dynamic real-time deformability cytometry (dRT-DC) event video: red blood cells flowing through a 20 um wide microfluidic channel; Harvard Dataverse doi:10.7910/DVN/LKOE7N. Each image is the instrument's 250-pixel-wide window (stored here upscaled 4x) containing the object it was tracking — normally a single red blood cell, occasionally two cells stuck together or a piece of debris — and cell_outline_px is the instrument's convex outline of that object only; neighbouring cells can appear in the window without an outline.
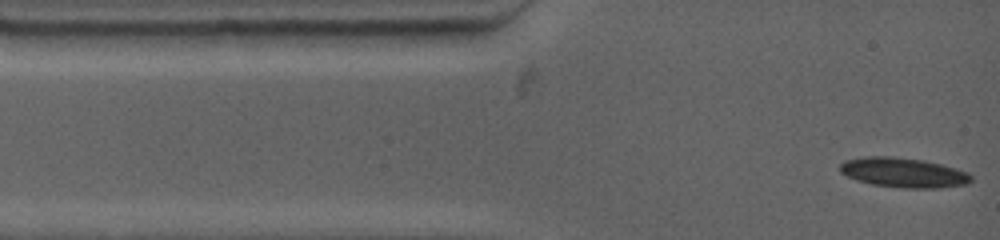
{"species": "common noctule bat (a hibernating species)", "species_latin": "Nyctalus noctula", "temperature_condition": "warm", "stored_images_in_passage": 5, "camera_frame_rate_fps": 4500, "um_per_image_px": 0.085, "animal": {"sex": "female", "body_mass_g": 19.0, "forearm_length_mm": 53.3}, "frame": {"image": 1, "passage_image": 1, "time_ms": 0.0, "image_size_px": [1000, 240], "cell_outline_px": [[972, 180], [968, 184], [936, 188], [904, 188], [872, 184], [856, 180], [840, 172], [840, 164], [844, 160], [864, 156], [892, 156], [924, 160], [956, 168], [968, 172], [972, 176]], "centroid_in_image_um": [76.79, 14.66], "position_along_channel_um": 8.2, "area_um2": 22.83}}